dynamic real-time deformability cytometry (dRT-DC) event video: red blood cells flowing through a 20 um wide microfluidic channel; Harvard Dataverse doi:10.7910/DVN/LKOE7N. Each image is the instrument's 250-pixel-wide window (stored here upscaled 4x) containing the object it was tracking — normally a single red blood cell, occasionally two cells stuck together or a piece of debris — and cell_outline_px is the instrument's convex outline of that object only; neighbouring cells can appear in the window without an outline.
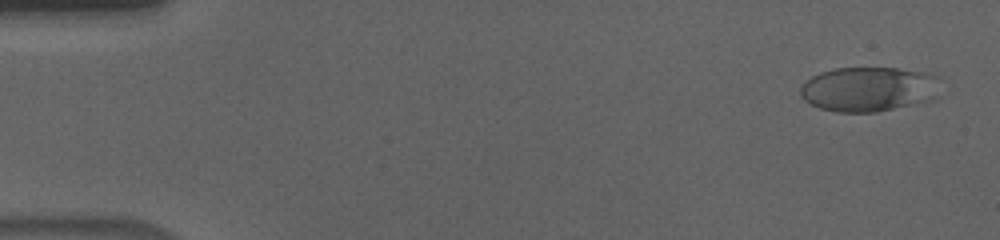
{"species": "human", "species_latin": "Homo sapiens", "temperature_condition": "cold", "stored_images_in_passage": 56, "camera_frame_rate_fps": 3000, "um_per_image_px": 0.085, "donor": {"sex": "male"}, "frame": {"image": 1, "passage_image": 2, "time_ms": 0.333, "image_size_px": [1000, 240], "cell_outline_px": [[940, 96], [936, 100], [876, 112], [836, 112], [820, 108], [804, 100], [800, 96], [800, 88], [812, 76], [820, 72], [836, 68], [896, 68], [924, 72], [940, 76]], "centroid_in_image_um": [73.93, 7.58], "position_along_channel_um": 11.1, "area_um2": 37.05}}
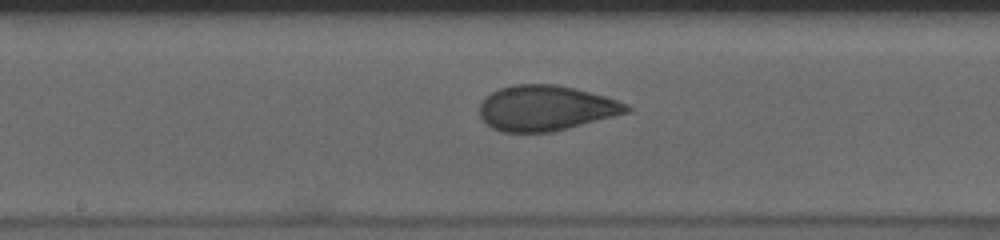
{"frame": {"image": 2, "passage_image": 29, "time_ms": 9.333, "image_size_px": [1000, 240], "cell_outline_px": [[632, 108], [628, 112], [568, 128], [552, 132], [500, 132], [492, 128], [480, 116], [480, 104], [492, 92], [500, 88], [512, 84], [556, 84], [604, 96], [628, 104]], "centroid_in_image_um": [46.38, 9.19], "position_along_channel_um": 201.8, "area_um2": 38.44}}
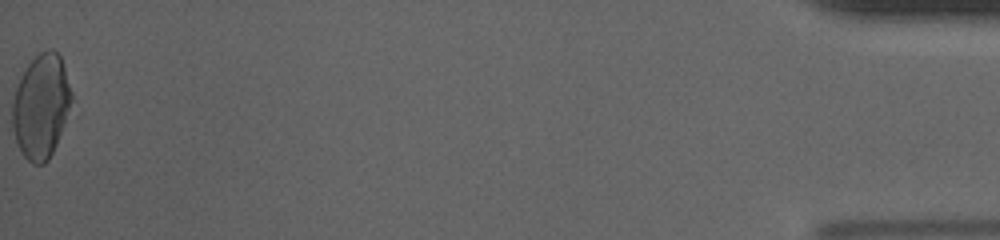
{"frame": {"image": 3, "passage_image": 56, "time_ms": 18.333, "image_size_px": [1000, 240], "cell_outline_px": [[72, 96], [56, 144], [48, 160], [44, 164], [32, 164], [20, 152], [12, 128], [12, 104], [16, 88], [28, 64], [40, 52], [48, 48], [52, 48], [60, 56], [72, 92]], "centroid_in_image_um": [3.46, 9.04], "position_along_channel_um": 431.7, "area_um2": 35.26}, "authors_computed_cell_mechanics": {"area_um2": 37.9457, "velocity_mm_per_s": 3.6328, "shape_relaxation_time_tau1_ms": 6.6167, "shape_relaxation_time_tau2_ms": 1.0031, "deformation_change_tau1": 0.1748, "deformation_change_tau2": 0.0629}}